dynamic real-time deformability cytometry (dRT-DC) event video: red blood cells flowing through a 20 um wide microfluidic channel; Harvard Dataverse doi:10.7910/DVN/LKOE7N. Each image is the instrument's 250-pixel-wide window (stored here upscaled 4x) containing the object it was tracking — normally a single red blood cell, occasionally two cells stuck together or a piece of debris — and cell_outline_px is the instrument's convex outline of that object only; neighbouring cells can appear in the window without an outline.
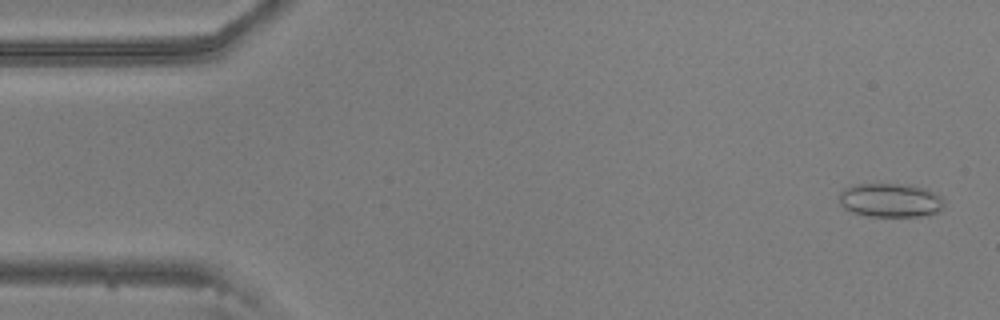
{"species": "common noctule bat (a hibernating species)", "species_latin": "Nyctalus noctula", "temperature_condition": "warm", "stored_images_in_passage": 55, "camera_frame_rate_fps": 3000, "um_per_image_px": 0.085, "animal": {"sex": "male", "body_mass_g": 20.5, "forearm_length_mm": 52.5}, "frame": {"image": 1, "passage_image": 2, "time_ms": 0.333, "image_size_px": [1000, 320], "cell_outline_px": [[944, 204], [936, 212], [928, 216], [868, 216], [852, 212], [844, 208], [840, 204], [840, 192], [844, 188], [852, 184], [908, 184], [928, 188], [940, 196], [944, 200]], "centroid_in_image_um": [75.68, 17.01], "position_along_channel_um": 9.3, "area_um2": 20.92}}
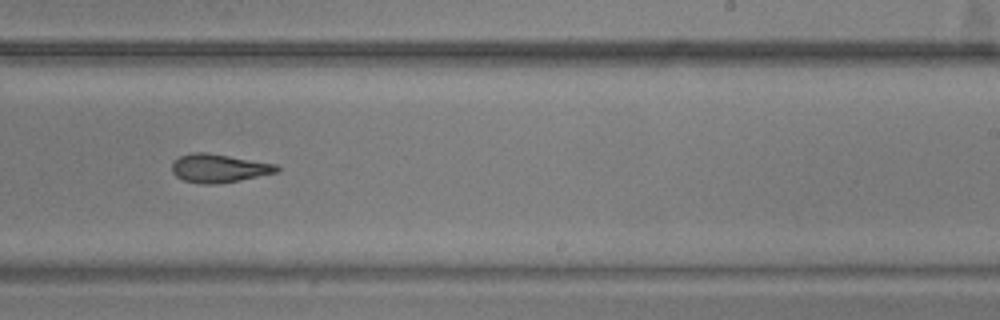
{"frame": {"image": 2, "passage_image": 33, "time_ms": 10.667, "image_size_px": [1000, 320], "cell_outline_px": [[280, 172], [236, 180], [212, 184], [204, 184], [184, 180], [176, 176], [172, 172], [172, 164], [180, 156], [192, 152], [208, 152], [276, 164], [280, 168]], "centroid_in_image_um": [18.61, 14.28], "position_along_channel_um": 270.4, "area_um2": 17.17}}
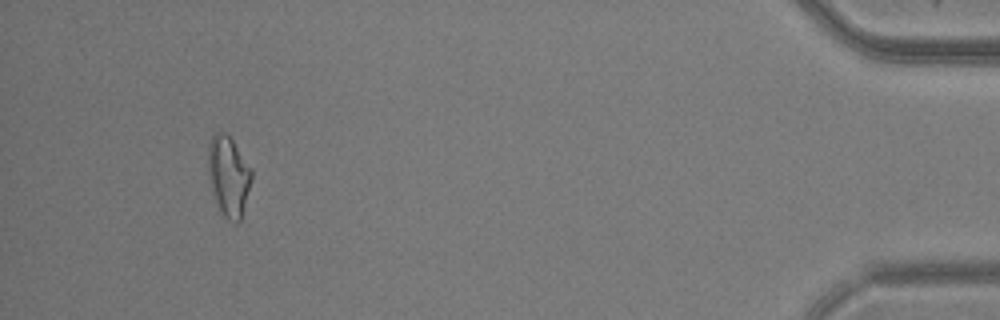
{"frame": {"image": 3, "passage_image": 51, "time_ms": 16.667, "image_size_px": [1000, 320], "cell_outline_px": [[252, 180], [240, 220], [236, 224], [228, 220], [224, 216], [216, 200], [208, 180], [208, 144], [212, 136], [216, 132], [224, 132], [232, 140], [252, 168]], "centroid_in_image_um": [19.43, 14.95], "position_along_channel_um": 415.8, "area_um2": 20.23}, "authors_computed_cell_mechanics": {"area_um2": 18.0336, "velocity_mm_per_s": 3.6658, "shape_relaxation_time_tau1_ms": null, "shape_relaxation_time_tau2_ms": 7.3327, "deformation_change_tau1": null, "deformation_change_tau2": 0.1854}}